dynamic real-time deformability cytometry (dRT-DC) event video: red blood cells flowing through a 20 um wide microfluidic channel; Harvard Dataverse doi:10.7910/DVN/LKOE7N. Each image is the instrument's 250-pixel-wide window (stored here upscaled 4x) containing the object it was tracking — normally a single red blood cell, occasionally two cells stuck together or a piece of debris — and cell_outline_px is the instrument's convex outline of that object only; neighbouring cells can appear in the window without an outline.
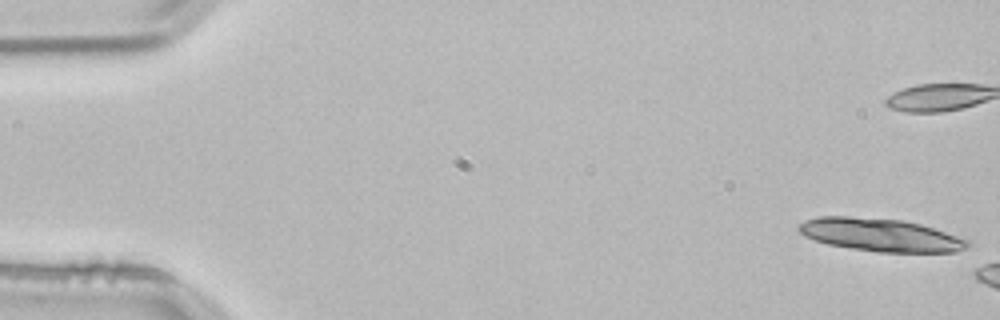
{"species": "common noctule bat (a hibernating species)", "species_latin": "Nyctalus noctula", "temperature_condition": "room temperature", "stored_images_in_passage": 6, "camera_frame_rate_fps": 3000, "um_per_image_px": 0.085, "animal": {"sex": "male", "body_mass_g": 21.5, "forearm_length_mm": 52.0}, "frame": {"image": 1, "passage_image": 1, "time_ms": 0.0, "image_size_px": [1000, 320], "cell_outline_px": [[972, 244], [968, 248], [956, 252], [876, 252], [828, 244], [804, 236], [796, 228], [804, 220], [816, 216], [848, 216], [904, 220], [920, 224], [968, 240]], "centroid_in_image_um": [74.82, 19.96], "position_along_channel_um": 10.2, "area_um2": 32.37}}